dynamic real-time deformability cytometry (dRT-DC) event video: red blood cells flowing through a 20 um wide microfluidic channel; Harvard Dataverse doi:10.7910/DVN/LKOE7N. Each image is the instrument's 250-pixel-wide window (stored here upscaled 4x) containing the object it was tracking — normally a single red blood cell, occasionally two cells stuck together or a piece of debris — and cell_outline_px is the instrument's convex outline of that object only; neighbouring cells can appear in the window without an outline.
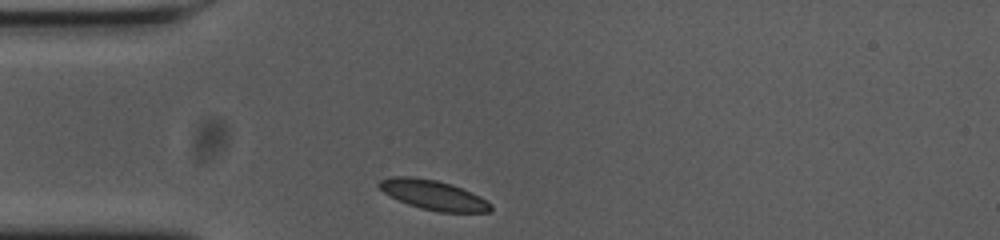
{"species": "common noctule bat (a hibernating species)", "species_latin": "Nyctalus noctula", "temperature_condition": "cold", "stored_images_in_passage": 31, "camera_frame_rate_fps": 3000, "um_per_image_px": 0.085, "animal": {"sex": "female", "body_mass_g": 23.0, "forearm_length_mm": 53.4}, "frame": {"image": 1, "passage_image": 1, "time_ms": 0.0, "image_size_px": [1000, 240], "cell_outline_px": [[492, 212], [440, 212], [420, 208], [408, 204], [384, 192], [376, 184], [380, 180], [392, 176], [412, 176], [436, 180], [452, 184], [480, 196], [492, 204]], "centroid_in_image_um": [36.86, 16.57], "position_along_channel_um": 48.1, "area_um2": 19.25}}
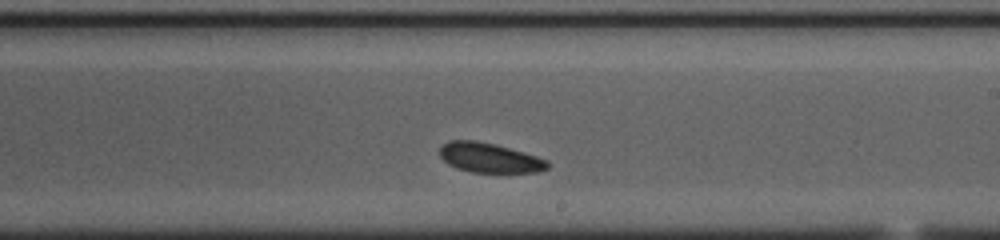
{"frame": {"image": 2, "passage_image": 19, "time_ms": 6.0, "image_size_px": [1000, 240], "cell_outline_px": [[548, 168], [536, 172], [472, 172], [456, 168], [448, 164], [440, 156], [440, 144], [448, 140], [476, 140], [496, 144], [536, 156], [548, 160]], "centroid_in_image_um": [41.56, 13.4], "position_along_channel_um": 247.4, "area_um2": 18.67}}
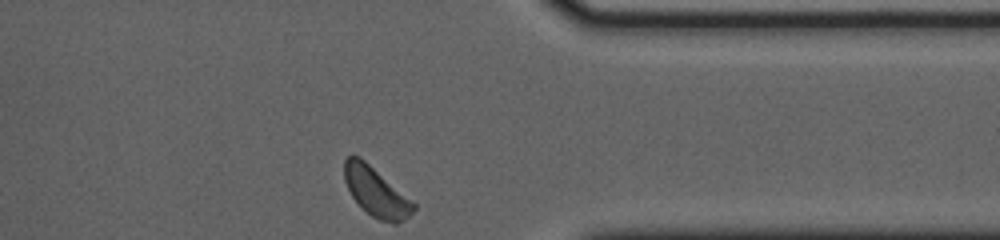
{"frame": {"image": 3, "passage_image": 31, "time_ms": 10.0, "image_size_px": [1000, 240], "cell_outline_px": [[416, 208], [404, 220], [396, 224], [392, 224], [380, 220], [372, 216], [352, 196], [344, 180], [344, 160], [348, 156], [360, 156], [416, 204]], "centroid_in_image_um": [31.97, 16.31], "position_along_channel_um": 379.4, "area_um2": 19.42}, "authors_computed_cell_mechanics": {"area_um2": 19.1896, "velocity_mm_per_s": 3.5478, "shape_relaxation_time_tau1_ms": null, "shape_relaxation_time_tau2_ms": 4.3822, "deformation_change_tau1": null, "deformation_change_tau2": 0.0733}}